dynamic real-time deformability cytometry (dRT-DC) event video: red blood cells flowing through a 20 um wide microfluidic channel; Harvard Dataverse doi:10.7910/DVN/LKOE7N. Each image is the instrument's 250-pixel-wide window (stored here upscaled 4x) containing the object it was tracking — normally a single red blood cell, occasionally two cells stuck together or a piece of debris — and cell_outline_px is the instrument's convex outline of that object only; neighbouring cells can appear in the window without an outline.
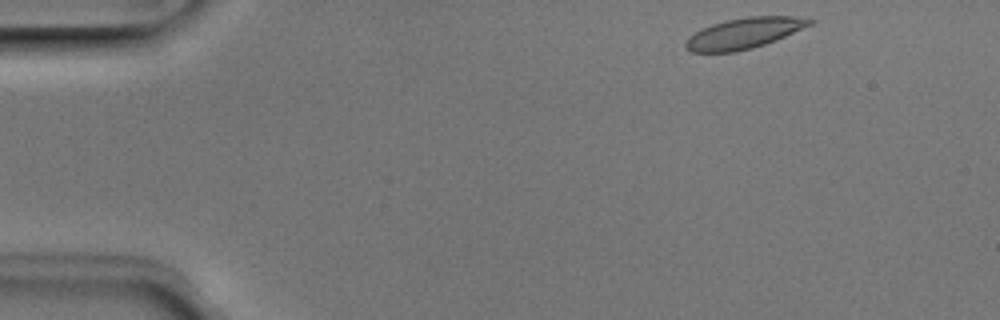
{"species": "Egyptian fruit bat (a non-hibernating species)", "species_latin": "Rousettus aegyptiacus", "temperature_condition": "room temperature", "stored_images_in_passage": 46, "camera_frame_rate_fps": 3000, "um_per_image_px": 0.085, "animal": {"sex": "male"}, "frame": {"image": 1, "passage_image": 1, "time_ms": 0.0, "image_size_px": [1000, 320], "cell_outline_px": [[816, 20], [812, 24], [776, 40], [752, 48], [736, 52], [692, 52], [684, 48], [684, 44], [700, 28], [724, 20], [748, 16], [792, 16]], "centroid_in_image_um": [63.24, 2.82], "position_along_channel_um": 21.8, "area_um2": 22.14}}
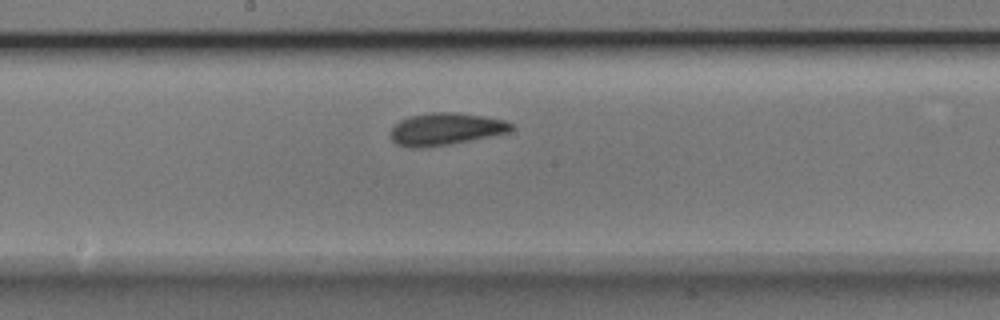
{"frame": {"image": 2, "passage_image": 22, "time_ms": 7.0, "image_size_px": [1000, 320], "cell_outline_px": [[512, 128], [508, 132], [448, 144], [424, 148], [408, 148], [396, 144], [392, 140], [392, 128], [400, 120], [412, 116], [432, 112], [456, 112], [484, 116], [504, 120], [512, 124]], "centroid_in_image_um": [37.84, 10.97], "position_along_channel_um": 210.4, "area_um2": 22.31}}
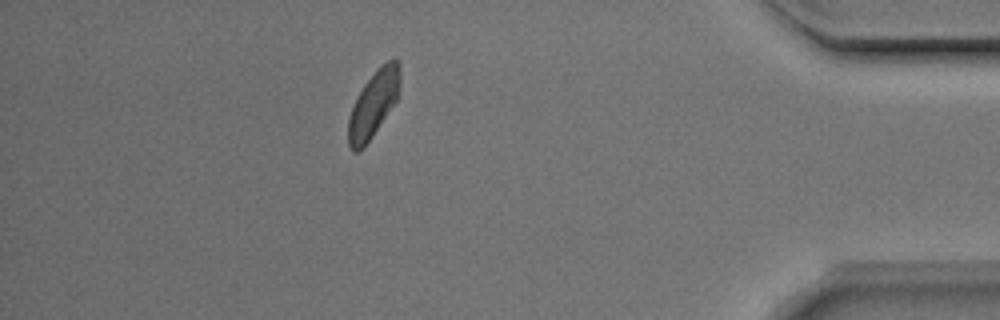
{"frame": {"image": 3, "passage_image": 40, "time_ms": 13.0, "image_size_px": [1000, 320], "cell_outline_px": [[400, 80], [396, 100], [364, 148], [356, 152], [352, 152], [348, 148], [348, 120], [356, 96], [364, 84], [376, 68], [380, 64], [396, 56], [400, 60]], "centroid_in_image_um": [31.73, 8.8], "position_along_channel_um": 403.5, "area_um2": 20.11}, "authors_computed_cell_mechanics": {"area_um2": 21.6172, "velocity_mm_per_s": 3.9348, "shape_relaxation_time_tau1_ms": 3.4337, "shape_relaxation_time_tau2_ms": 1.8485, "deformation_change_tau1": 0.0913, "deformation_change_tau2": 0.0442}}